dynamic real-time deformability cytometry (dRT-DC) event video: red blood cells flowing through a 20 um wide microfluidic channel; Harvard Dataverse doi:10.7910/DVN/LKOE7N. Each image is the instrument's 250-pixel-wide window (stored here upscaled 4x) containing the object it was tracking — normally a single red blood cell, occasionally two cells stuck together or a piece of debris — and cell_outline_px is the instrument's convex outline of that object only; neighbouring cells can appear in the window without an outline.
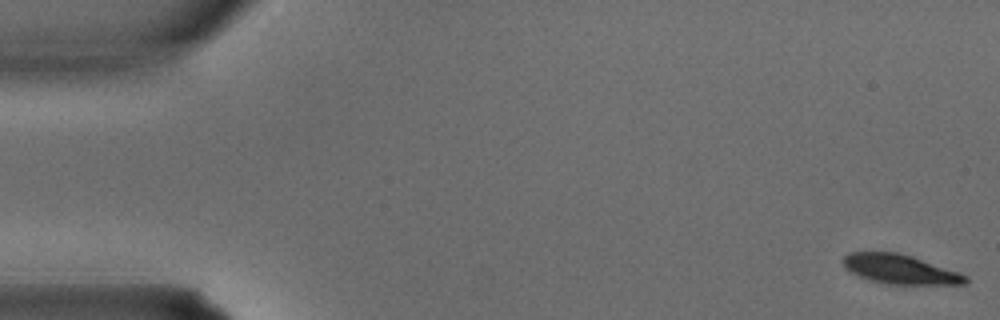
{"species": "common noctule bat (a hibernating species)", "species_latin": "Nyctalus noctula", "temperature_condition": "warm", "stored_images_in_passage": 4, "camera_frame_rate_fps": 3000, "um_per_image_px": 0.085, "animal": {"sex": "male", "body_mass_g": 15.6}, "frame": {"image": 1, "passage_image": 1, "time_ms": 0.0, "image_size_px": [1000, 320], "cell_outline_px": [[968, 280], [964, 284], [888, 284], [868, 280], [848, 272], [844, 268], [844, 256], [848, 252], [896, 252], [912, 256], [960, 272], [968, 276]], "centroid_in_image_um": [76.48, 22.89], "position_along_channel_um": 8.5, "area_um2": 21.04}}
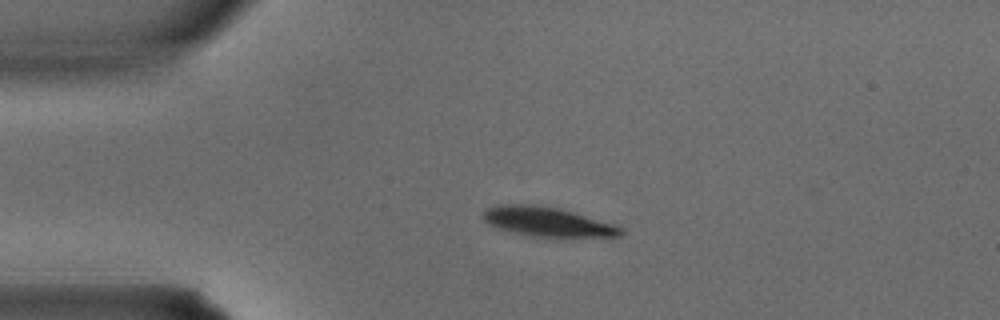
{"frame": {"image": 2, "passage_image": 3, "time_ms": 0.667, "image_size_px": [1000, 320], "cell_outline_px": [[624, 232], [620, 236], [532, 236], [512, 232], [496, 228], [488, 224], [480, 216], [484, 208], [496, 204], [536, 204], [560, 208], [612, 224], [624, 228]], "centroid_in_image_um": [46.41, 18.82], "position_along_channel_um": 38.6, "area_um2": 23.58}}